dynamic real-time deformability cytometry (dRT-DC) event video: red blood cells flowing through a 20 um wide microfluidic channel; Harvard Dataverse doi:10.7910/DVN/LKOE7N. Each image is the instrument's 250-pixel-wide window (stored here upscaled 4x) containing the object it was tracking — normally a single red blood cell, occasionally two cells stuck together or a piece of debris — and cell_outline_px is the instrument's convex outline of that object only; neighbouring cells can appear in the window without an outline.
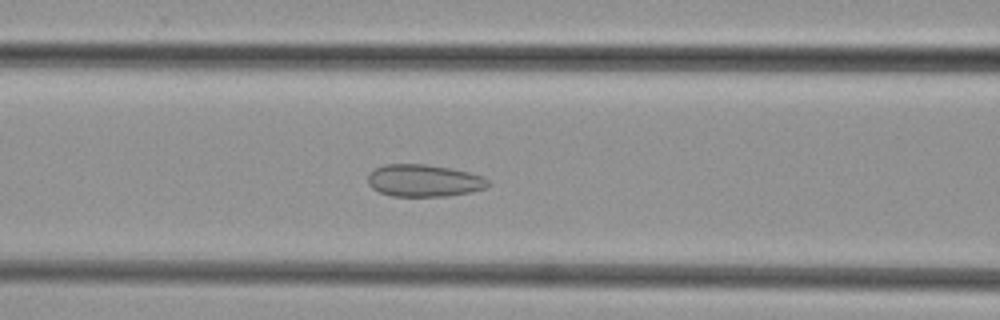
{"species": "common noctule bat (a hibernating species)", "species_latin": "Nyctalus noctula", "temperature_condition": "cold", "stored_images_in_passage": 35, "camera_frame_rate_fps": 3000, "um_per_image_px": 0.085, "animal": {"sex": "female", "body_mass_g": 29.2, "forearm_length_mm": 56.3}, "frame": {"image": 1, "passage_image": 7, "time_ms": 2.0, "image_size_px": [1000, 320], "cell_outline_px": [[488, 184], [484, 188], [468, 192], [444, 196], [392, 196], [380, 192], [372, 188], [368, 184], [368, 172], [384, 164], [424, 164], [452, 168], [484, 176], [488, 180]], "centroid_in_image_um": [35.99, 15.34], "position_along_channel_um": 130.6, "area_um2": 22.48}}
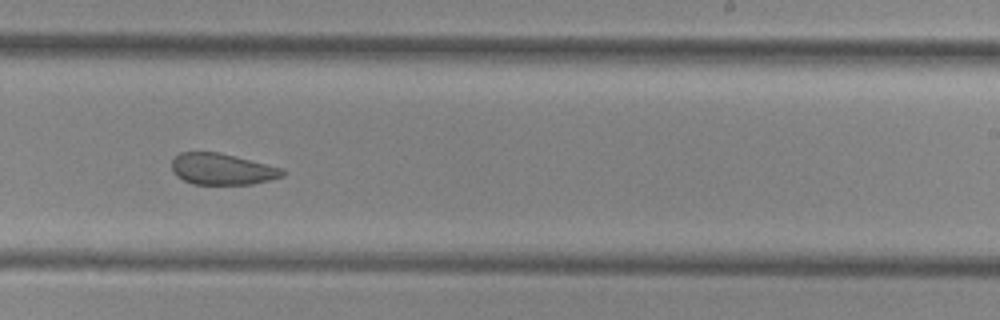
{"frame": {"image": 2, "passage_image": 17, "time_ms": 5.333, "image_size_px": [1000, 320], "cell_outline_px": [[288, 172], [284, 176], [252, 184], [192, 184], [176, 176], [172, 172], [172, 160], [180, 152], [220, 152], [284, 168]], "centroid_in_image_um": [18.91, 14.37], "position_along_channel_um": 270.1, "area_um2": 20.4}}
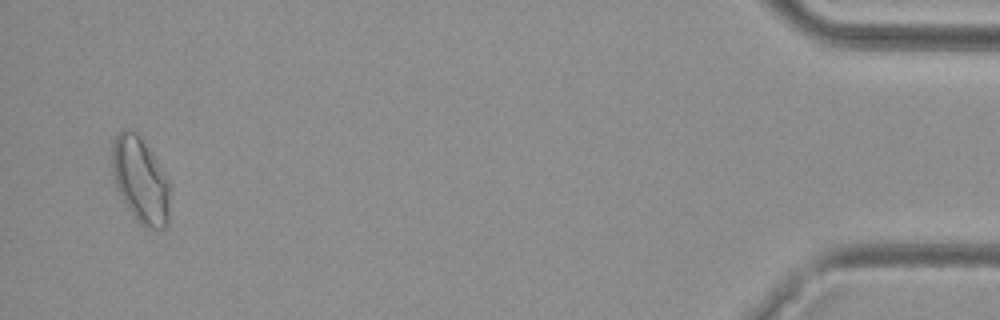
{"frame": {"image": 3, "passage_image": 34, "time_ms": 11.0, "image_size_px": [1000, 320], "cell_outline_px": [[168, 224], [164, 228], [144, 228], [136, 220], [120, 196], [112, 176], [112, 144], [116, 136], [124, 128], [128, 128], [144, 144], [168, 180]], "centroid_in_image_um": [11.89, 15.37], "position_along_channel_um": 423.3, "area_um2": 28.03}}